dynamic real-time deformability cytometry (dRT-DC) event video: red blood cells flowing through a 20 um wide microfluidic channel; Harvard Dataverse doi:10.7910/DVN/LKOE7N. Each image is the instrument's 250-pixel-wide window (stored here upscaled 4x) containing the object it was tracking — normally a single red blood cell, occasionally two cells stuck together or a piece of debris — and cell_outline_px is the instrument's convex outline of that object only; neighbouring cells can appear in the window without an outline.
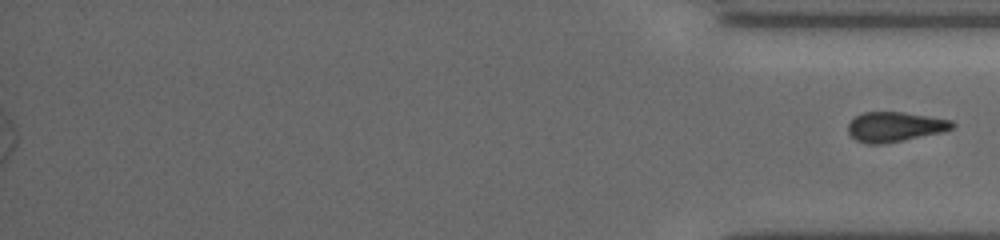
{"species": "common noctule bat (a hibernating species)", "species_latin": "Nyctalus noctula", "temperature_condition": "cold", "stored_images_in_passage": 51, "segment_of_instrument_passage": [2, 2], "camera_frame_rate_fps": 3000, "um_per_image_px": 0.085, "animal": {"sex": "female", "body_mass_g": 19.5, "forearm_length_mm": 54.1}, "frame": {"image": 1, "passage_image": 51, "time_ms": 18.667, "image_size_px": [1000, 240], "cell_outline_px": [[956, 124], [952, 128], [940, 132], [884, 144], [868, 144], [856, 140], [848, 132], [848, 124], [856, 116], [864, 112], [900, 112], [952, 120]], "centroid_in_image_um": [76.04, 10.78], "position_along_channel_um": 359.2, "area_um2": 17.8}}